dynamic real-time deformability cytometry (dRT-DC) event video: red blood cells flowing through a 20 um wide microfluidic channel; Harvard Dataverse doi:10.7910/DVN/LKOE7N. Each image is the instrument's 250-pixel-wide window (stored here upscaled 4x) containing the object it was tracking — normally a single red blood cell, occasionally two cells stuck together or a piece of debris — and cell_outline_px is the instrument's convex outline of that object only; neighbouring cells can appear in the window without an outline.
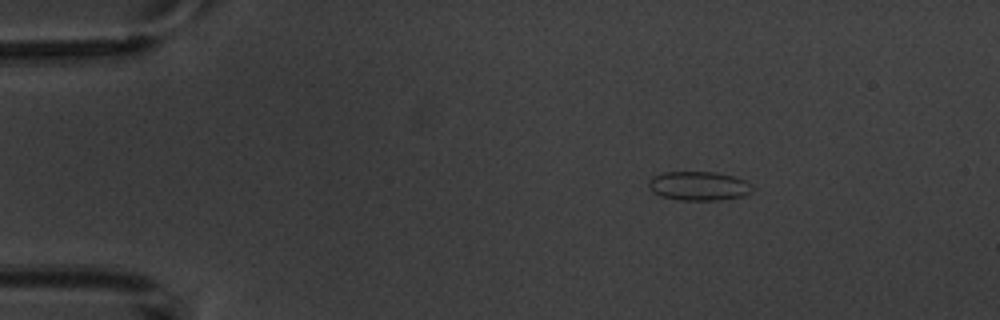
{"species": "common noctule bat (a hibernating species)", "species_latin": "Nyctalus noctula", "temperature_condition": "warm", "stored_images_in_passage": 4, "camera_frame_rate_fps": 3000, "um_per_image_px": 0.085, "animal": {"sex": "male", "body_mass_g": 20.1, "forearm_length_mm": 53.5}, "frame": {"image": 1, "passage_image": 1, "time_ms": 0.0, "image_size_px": [1000, 320], "cell_outline_px": [[752, 192], [740, 196], [716, 200], [676, 200], [652, 192], [648, 184], [652, 176], [664, 172], [712, 172], [732, 176], [744, 180], [752, 188]], "centroid_in_image_um": [59.34, 15.8], "position_along_channel_um": 25.7, "area_um2": 17.22}}
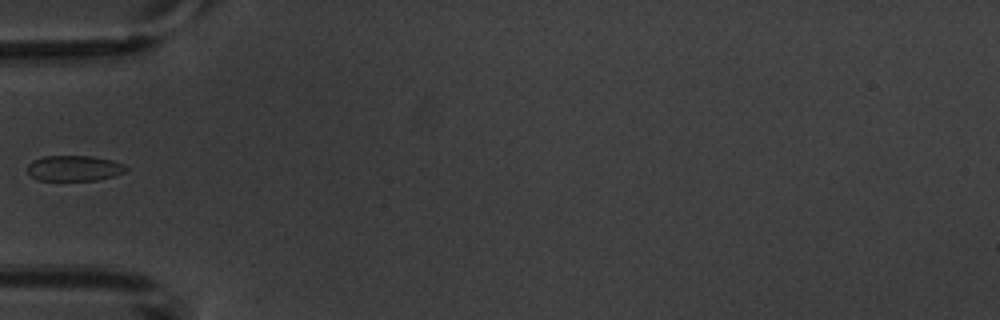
{"frame": {"image": 2, "passage_image": 3, "time_ms": 3.333, "image_size_px": [1000, 320], "cell_outline_px": [[128, 168], [124, 172], [112, 176], [96, 180], [40, 180], [32, 176], [28, 172], [28, 164], [32, 160], [44, 156], [92, 156], [112, 160], [124, 164]], "centroid_in_image_um": [6.31, 14.29], "position_along_channel_um": 78.7, "area_um2": 14.57}}